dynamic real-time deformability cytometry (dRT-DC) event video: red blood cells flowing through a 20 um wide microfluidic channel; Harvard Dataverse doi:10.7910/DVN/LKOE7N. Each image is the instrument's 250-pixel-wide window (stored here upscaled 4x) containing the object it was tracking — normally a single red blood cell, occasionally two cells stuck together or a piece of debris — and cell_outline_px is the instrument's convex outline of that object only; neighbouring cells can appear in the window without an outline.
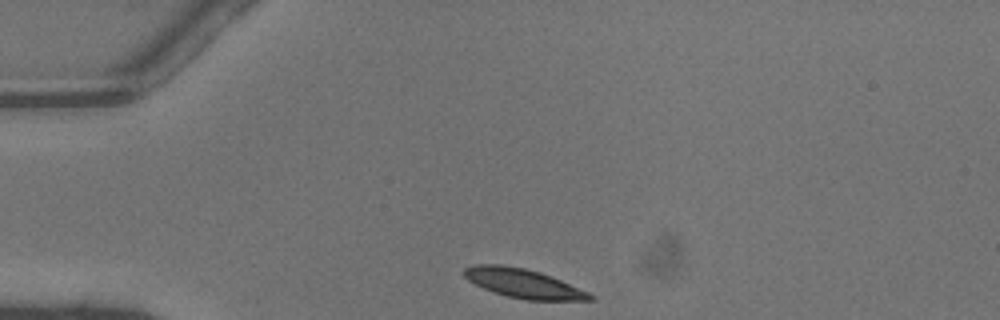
{"species": "common noctule bat (a hibernating species)", "species_latin": "Nyctalus noctula", "temperature_condition": "warm", "stored_images_in_passage": 27, "camera_frame_rate_fps": 3000, "um_per_image_px": 0.085, "animal": {"sex": "male", "body_mass_g": 13.3}, "frame": {"image": 1, "passage_image": 1, "time_ms": 0.0, "image_size_px": [1000, 320], "cell_outline_px": [[596, 300], [524, 300], [492, 292], [468, 280], [460, 272], [464, 268], [476, 264], [500, 264], [524, 268], [540, 272], [552, 276], [588, 292], [596, 296]], "centroid_in_image_um": [44.47, 24.08], "position_along_channel_um": 40.5, "area_um2": 21.44}}
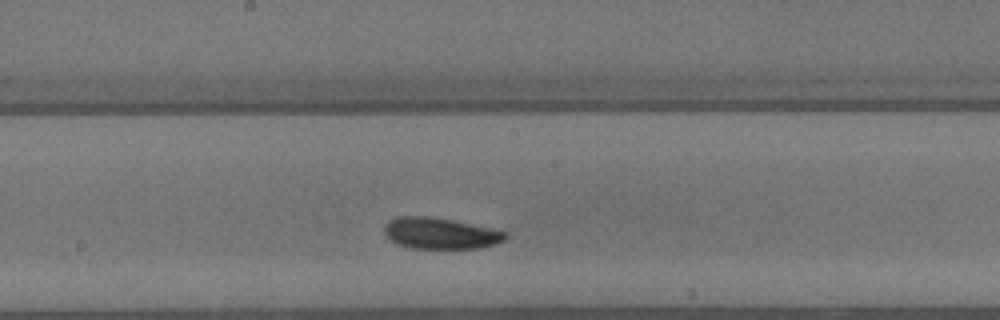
{"frame": {"image": 2, "passage_image": 15, "time_ms": 4.667, "image_size_px": [1000, 320], "cell_outline_px": [[508, 236], [504, 240], [496, 244], [480, 248], [412, 248], [396, 244], [384, 236], [384, 224], [388, 220], [396, 216], [428, 216], [452, 220], [508, 232]], "centroid_in_image_um": [37.38, 19.83], "position_along_channel_um": 210.8, "area_um2": 22.2}}
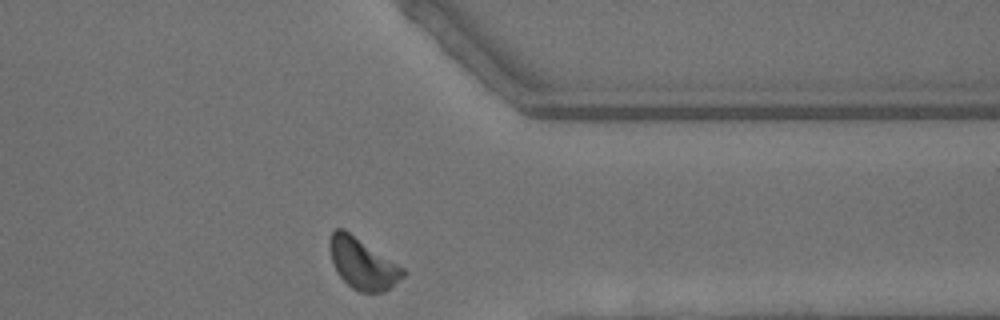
{"frame": {"image": 3, "passage_image": 27, "time_ms": 8.667, "image_size_px": [1000, 320], "cell_outline_px": [[408, 272], [404, 276], [384, 292], [360, 292], [352, 288], [340, 276], [332, 260], [328, 244], [328, 240], [332, 232], [336, 228], [344, 228], [404, 268]], "centroid_in_image_um": [30.82, 22.39], "position_along_channel_um": 380.6, "area_um2": 21.62}, "authors_computed_cell_mechanics": {"area_um2": 21.8484, "velocity_mm_per_s": 4.419, "shape_relaxation_time_tau1_ms": 1.7773, "shape_relaxation_time_tau2_ms": null, "deformation_change_tau1": 0.0813, "deformation_change_tau2": null}}